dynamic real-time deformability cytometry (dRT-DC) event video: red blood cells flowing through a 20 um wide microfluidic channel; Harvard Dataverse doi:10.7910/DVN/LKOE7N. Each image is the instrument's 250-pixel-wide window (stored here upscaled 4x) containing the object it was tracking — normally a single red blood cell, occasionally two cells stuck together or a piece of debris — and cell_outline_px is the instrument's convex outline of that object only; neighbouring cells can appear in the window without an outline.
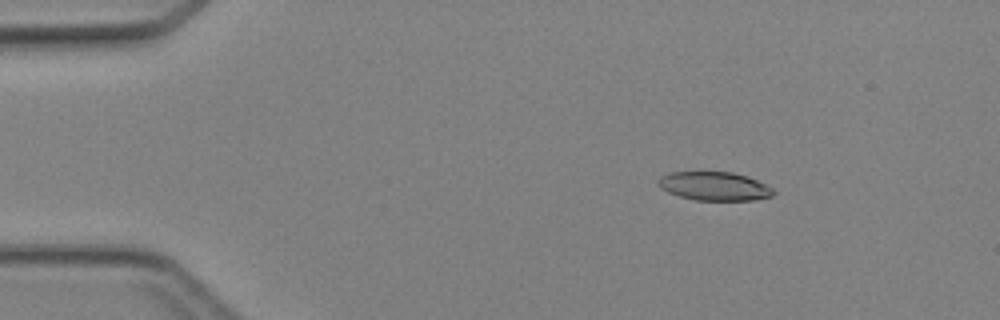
{"species": "Egyptian fruit bat (a non-hibernating species)", "species_latin": "Rousettus aegyptiacus", "temperature_condition": "cold", "stored_images_in_passage": 45, "camera_frame_rate_fps": 3000, "um_per_image_px": 0.085, "animal": {"sex": "female"}, "frame": {"image": 1, "passage_image": 6, "time_ms": 1.667, "image_size_px": [1000, 320], "cell_outline_px": [[776, 192], [772, 196], [752, 200], [692, 200], [668, 192], [660, 188], [656, 184], [656, 180], [660, 176], [668, 172], [732, 172], [748, 176], [772, 188]], "centroid_in_image_um": [60.67, 15.82], "position_along_channel_um": 24.3, "area_um2": 19.36}}
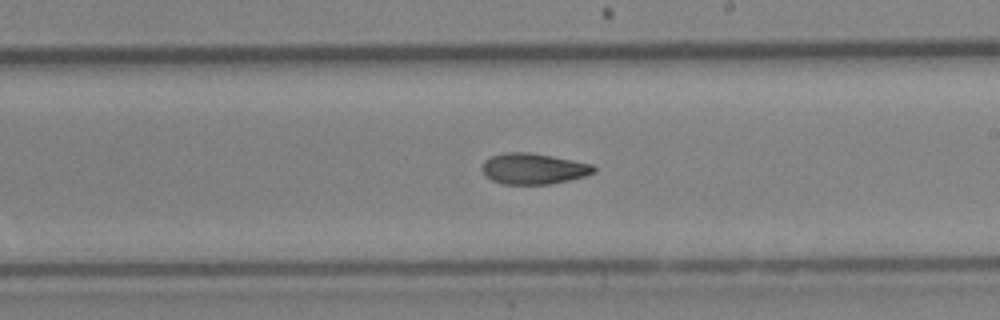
{"frame": {"image": 2, "passage_image": 26, "time_ms": 8.333, "image_size_px": [1000, 320], "cell_outline_px": [[596, 172], [584, 176], [568, 180], [548, 184], [504, 184], [492, 180], [484, 176], [480, 168], [484, 160], [492, 156], [504, 152], [528, 152], [552, 156], [592, 164], [596, 168]], "centroid_in_image_um": [45.3, 14.33], "position_along_channel_um": 243.7, "area_um2": 20.17}}
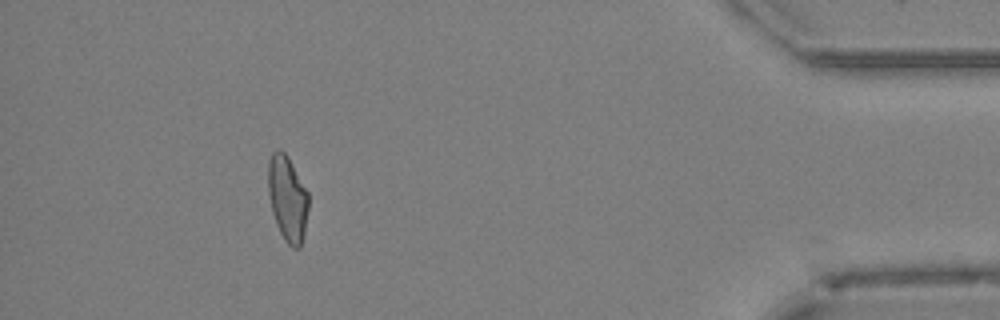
{"frame": {"image": 3, "passage_image": 41, "time_ms": 13.333, "image_size_px": [1000, 320], "cell_outline_px": [[308, 208], [304, 236], [300, 248], [292, 248], [284, 240], [276, 224], [272, 212], [268, 192], [268, 164], [272, 152], [280, 148], [288, 156], [308, 192]], "centroid_in_image_um": [24.44, 16.88], "position_along_channel_um": 410.8, "area_um2": 20.23}}